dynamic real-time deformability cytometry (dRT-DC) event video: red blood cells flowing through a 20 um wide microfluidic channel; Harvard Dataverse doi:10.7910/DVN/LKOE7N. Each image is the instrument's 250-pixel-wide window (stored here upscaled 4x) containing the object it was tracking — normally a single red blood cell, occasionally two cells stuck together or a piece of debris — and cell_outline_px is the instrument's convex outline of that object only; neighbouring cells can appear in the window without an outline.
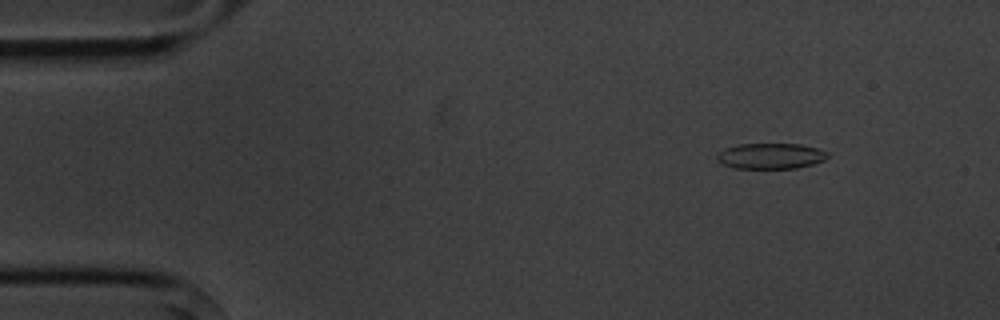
{"species": "common noctule bat (a hibernating species)", "species_latin": "Nyctalus noctula", "temperature_condition": "cold", "stored_images_in_passage": 6, "camera_frame_rate_fps": 3000, "um_per_image_px": 0.085, "animal": {"sex": "male", "body_mass_g": 20.1, "forearm_length_mm": 53.5}, "frame": {"image": 1, "passage_image": 2, "time_ms": 1.333, "image_size_px": [1000, 320], "cell_outline_px": [[828, 156], [824, 160], [812, 164], [796, 168], [736, 168], [724, 164], [716, 156], [724, 148], [736, 144], [800, 144], [816, 148], [828, 152]], "centroid_in_image_um": [65.52, 13.25], "position_along_channel_um": 19.5, "area_um2": 16.36}}
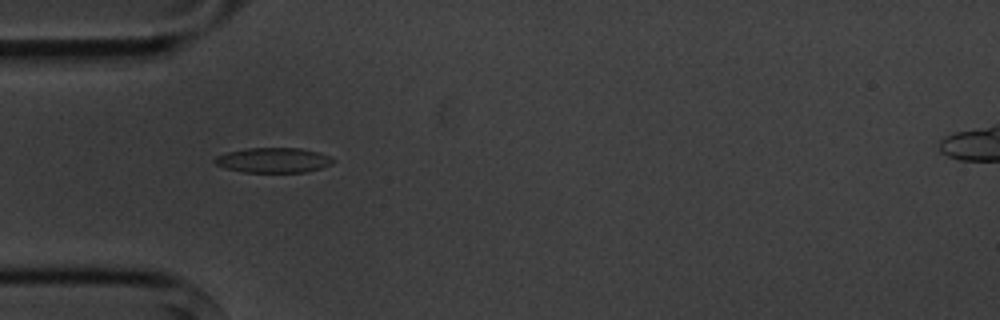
{"frame": {"image": 2, "passage_image": 5, "time_ms": 4.667, "image_size_px": [1000, 320], "cell_outline_px": [[336, 160], [332, 164], [320, 168], [304, 172], [244, 172], [224, 168], [216, 164], [212, 160], [216, 156], [228, 152], [248, 148], [300, 148], [316, 152], [328, 156]], "centroid_in_image_um": [23.21, 13.62], "position_along_channel_um": 61.8, "area_um2": 17.11}}
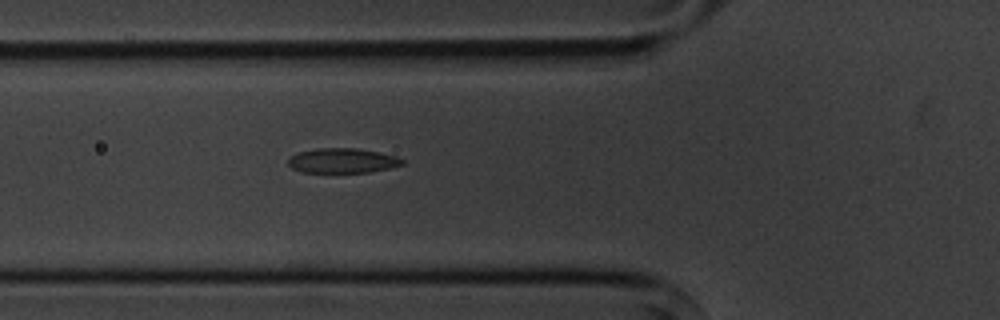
{"frame": {"image": 3, "passage_image": 6, "time_ms": 5.667, "image_size_px": [1000, 320], "cell_outline_px": [[404, 164], [388, 168], [368, 172], [300, 172], [292, 168], [288, 164], [288, 160], [292, 156], [300, 152], [316, 148], [356, 148], [396, 156], [404, 160]], "centroid_in_image_um": [29.09, 13.65], "position_along_channel_um": 96.7, "area_um2": 16.24}}